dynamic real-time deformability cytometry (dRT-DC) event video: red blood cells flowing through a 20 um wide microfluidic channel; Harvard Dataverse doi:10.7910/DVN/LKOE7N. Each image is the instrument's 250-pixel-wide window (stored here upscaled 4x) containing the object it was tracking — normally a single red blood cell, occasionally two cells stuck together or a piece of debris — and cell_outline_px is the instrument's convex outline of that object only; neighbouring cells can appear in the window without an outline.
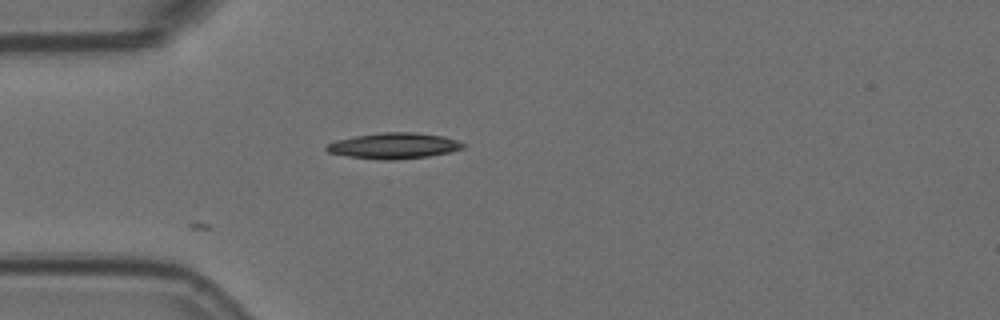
{"species": "Egyptian fruit bat (a non-hibernating species)", "species_latin": "Rousettus aegyptiacus", "temperature_condition": "room temperature", "stored_images_in_passage": 2, "camera_frame_rate_fps": 3000, "um_per_image_px": 0.085, "animal": {"sex": "female"}, "frame": {"image": 1, "passage_image": 2, "time_ms": 0.333, "image_size_px": [1000, 320], "cell_outline_px": [[468, 144], [464, 148], [448, 152], [428, 156], [392, 160], [384, 160], [348, 156], [328, 152], [324, 148], [328, 144], [336, 140], [356, 136], [380, 132], [412, 132], [444, 136]], "centroid_in_image_um": [33.5, 12.38], "position_along_channel_um": 51.5, "area_um2": 20.46}}